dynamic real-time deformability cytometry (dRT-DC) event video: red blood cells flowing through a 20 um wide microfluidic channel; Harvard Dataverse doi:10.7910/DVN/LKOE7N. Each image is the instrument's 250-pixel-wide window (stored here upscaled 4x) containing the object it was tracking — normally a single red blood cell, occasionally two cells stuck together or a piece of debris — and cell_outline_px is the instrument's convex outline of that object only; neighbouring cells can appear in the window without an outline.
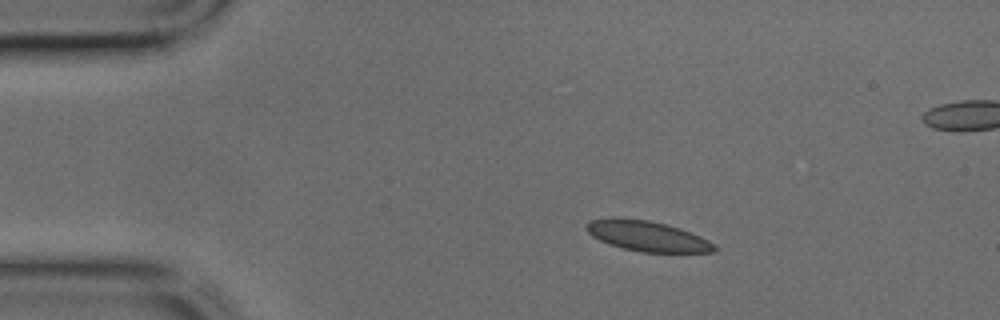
{"species": "common noctule bat (a hibernating species)", "species_latin": "Nyctalus noctula", "temperature_condition": "cold", "stored_images_in_passage": 38, "segment_of_instrument_passage": [1, 2], "camera_frame_rate_fps": 3000, "um_per_image_px": 0.085, "animal": {"sex": "male", "body_mass_g": 17.9, "forearm_length_mm": 54.2}, "frame": {"image": 1, "passage_image": 1, "time_ms": 0.0, "image_size_px": [1000, 320], "cell_outline_px": [[716, 252], [644, 252], [624, 248], [608, 244], [592, 236], [584, 228], [584, 224], [588, 220], [612, 216], [616, 216], [648, 220], [680, 228], [700, 236], [708, 240], [716, 248]], "centroid_in_image_um": [54.93, 20.03], "position_along_channel_um": 30.1, "area_um2": 22.77}}
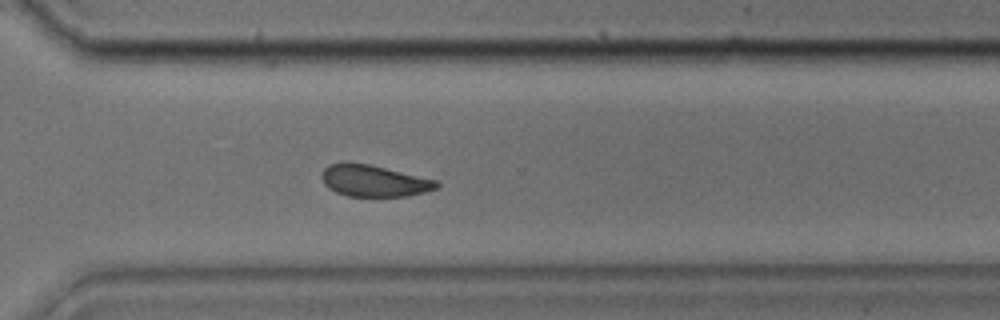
{"frame": {"image": 2, "passage_image": 25, "time_ms": 8.0, "image_size_px": [1000, 320], "cell_outline_px": [[440, 184], [436, 188], [428, 192], [408, 196], [348, 196], [336, 192], [328, 188], [324, 184], [320, 176], [324, 168], [328, 164], [372, 164], [436, 180]], "centroid_in_image_um": [31.81, 15.38], "position_along_channel_um": 338.8, "area_um2": 21.04}}
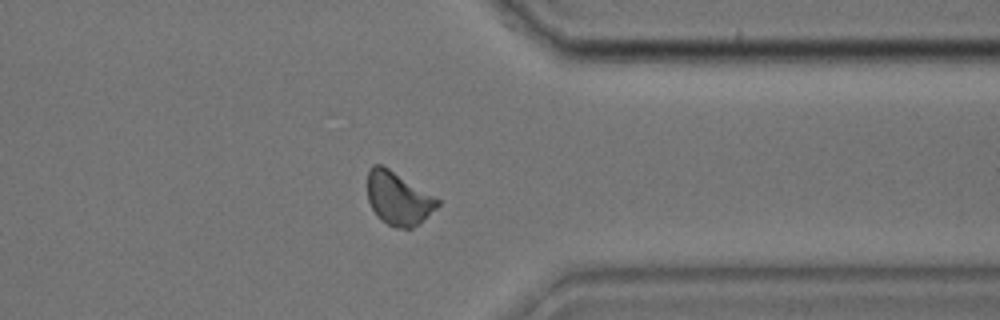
{"frame": {"image": 3, "passage_image": 28, "time_ms": 9.0, "image_size_px": [1000, 320], "cell_outline_px": [[440, 204], [420, 224], [412, 228], [396, 228], [380, 220], [376, 216], [368, 200], [368, 168], [372, 164], [380, 164], [388, 168], [436, 196], [440, 200]], "centroid_in_image_um": [33.86, 16.87], "position_along_channel_um": 377.5, "area_um2": 21.85}}